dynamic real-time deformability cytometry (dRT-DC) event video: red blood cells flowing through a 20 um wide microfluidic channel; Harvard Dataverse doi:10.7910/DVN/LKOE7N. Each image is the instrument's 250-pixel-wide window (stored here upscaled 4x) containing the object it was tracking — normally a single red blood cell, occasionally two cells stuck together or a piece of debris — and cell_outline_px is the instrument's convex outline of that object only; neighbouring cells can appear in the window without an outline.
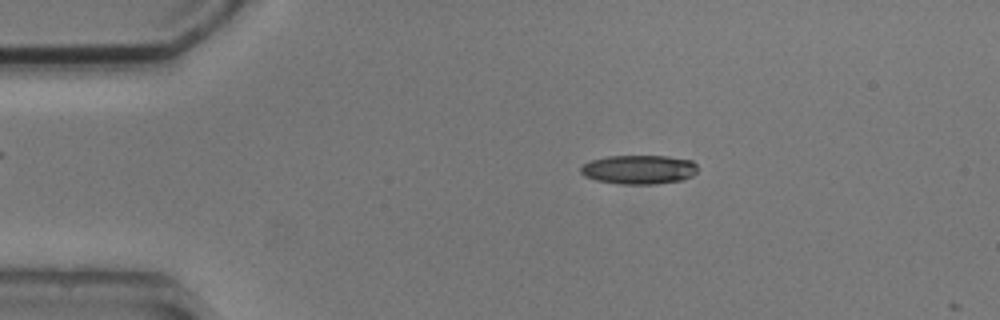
{"species": "common noctule bat (a hibernating species)", "species_latin": "Nyctalus noctula", "temperature_condition": "cold", "stored_images_in_passage": 3, "camera_frame_rate_fps": 3000, "um_per_image_px": 0.085, "animal": {"sex": "male", "body_mass_g": 20.5, "forearm_length_mm": 52.5}, "frame": {"image": 1, "passage_image": 2, "time_ms": 1.333, "image_size_px": [1000, 320], "cell_outline_px": [[696, 172], [692, 176], [684, 180], [656, 184], [620, 184], [596, 180], [584, 176], [580, 172], [580, 168], [584, 164], [592, 160], [608, 156], [668, 156], [692, 160], [696, 164]], "centroid_in_image_um": [54.32, 14.41], "position_along_channel_um": 30.7, "area_um2": 19.88}}